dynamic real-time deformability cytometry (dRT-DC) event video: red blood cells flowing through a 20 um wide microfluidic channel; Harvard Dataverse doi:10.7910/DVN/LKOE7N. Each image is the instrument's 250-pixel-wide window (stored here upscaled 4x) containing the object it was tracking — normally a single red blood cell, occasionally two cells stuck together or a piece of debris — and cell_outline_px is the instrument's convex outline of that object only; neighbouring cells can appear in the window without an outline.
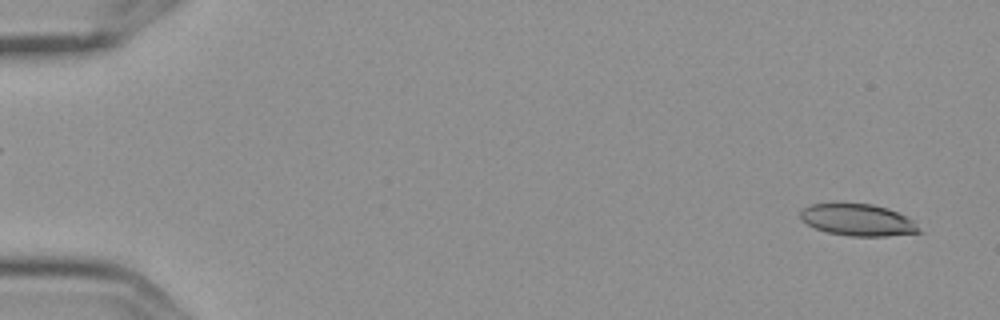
{"species": "Egyptian fruit bat (a non-hibernating species)", "species_latin": "Rousettus aegyptiacus", "temperature_condition": "cold", "stored_images_in_passage": 5, "camera_frame_rate_fps": 3000, "um_per_image_px": 0.085, "frame": {"image": 1, "passage_image": 1, "time_ms": 0.0, "image_size_px": [1000, 320], "cell_outline_px": [[924, 232], [884, 236], [852, 236], [828, 232], [816, 228], [800, 220], [800, 212], [808, 204], [832, 200], [836, 200], [872, 204], [888, 208], [912, 220]], "centroid_in_image_um": [72.84, 18.63], "position_along_channel_um": 12.2, "area_um2": 22.72}}